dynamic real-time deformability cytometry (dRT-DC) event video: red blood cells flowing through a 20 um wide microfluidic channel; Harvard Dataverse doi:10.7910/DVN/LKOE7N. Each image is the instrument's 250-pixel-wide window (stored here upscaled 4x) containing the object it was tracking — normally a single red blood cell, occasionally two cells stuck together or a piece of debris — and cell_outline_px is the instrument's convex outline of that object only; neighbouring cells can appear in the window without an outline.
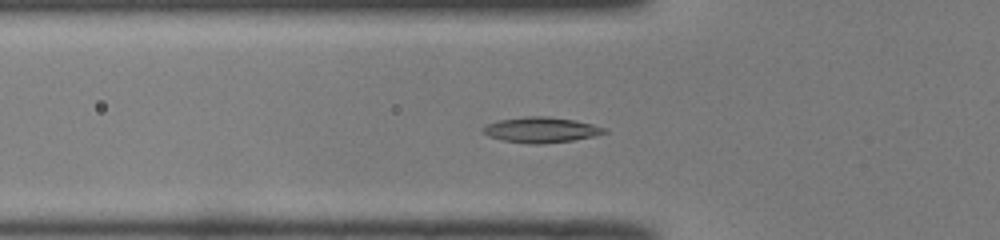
{"species": "common noctule bat (a hibernating species)", "species_latin": "Nyctalus noctula", "temperature_condition": "room temperature", "stored_images_in_passage": 51, "camera_frame_rate_fps": 3000, "um_per_image_px": 0.085, "animal": {"sex": "male", "body_mass_g": 19.0, "forearm_length_mm": 50.8}, "frame": {"image": 1, "passage_image": 17, "time_ms": 5.333, "image_size_px": [1000, 240], "cell_outline_px": [[608, 132], [596, 136], [572, 140], [540, 144], [528, 144], [504, 140], [488, 136], [480, 128], [496, 120], [524, 116], [544, 116], [576, 120], [608, 128]], "centroid_in_image_um": [46.01, 11.03], "position_along_channel_um": 79.8, "area_um2": 18.15}}
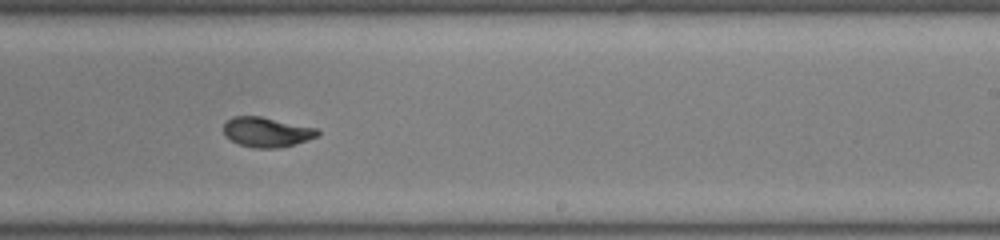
{"frame": {"image": 2, "passage_image": 31, "time_ms": 10.0, "image_size_px": [1000, 240], "cell_outline_px": [[320, 136], [308, 140], [280, 148], [252, 148], [240, 144], [224, 136], [224, 124], [232, 116], [260, 116], [320, 128]], "centroid_in_image_um": [22.72, 11.22], "position_along_channel_um": 266.3, "area_um2": 16.59}}
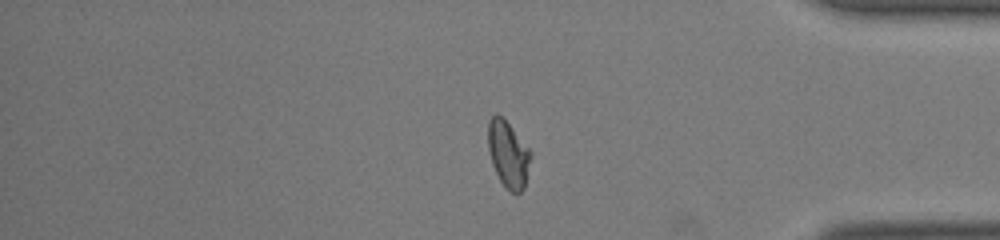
{"frame": {"image": 3, "passage_image": 42, "time_ms": 13.667, "image_size_px": [1000, 240], "cell_outline_px": [[532, 156], [524, 188], [520, 192], [512, 192], [500, 180], [492, 164], [488, 148], [488, 120], [496, 112], [512, 128], [532, 152]], "centroid_in_image_um": [43.2, 13.09], "position_along_channel_um": 392.0, "area_um2": 16.3}, "authors_computed_cell_mechanics": {"area_um2": 16.5308, "velocity_mm_per_s": 4.0025, "shape_relaxation_time_tau1_ms": 5.173, "shape_relaxation_time_tau2_ms": 1.4235, "deformation_change_tau1": 0.1685, "deformation_change_tau2": 0.0602}}